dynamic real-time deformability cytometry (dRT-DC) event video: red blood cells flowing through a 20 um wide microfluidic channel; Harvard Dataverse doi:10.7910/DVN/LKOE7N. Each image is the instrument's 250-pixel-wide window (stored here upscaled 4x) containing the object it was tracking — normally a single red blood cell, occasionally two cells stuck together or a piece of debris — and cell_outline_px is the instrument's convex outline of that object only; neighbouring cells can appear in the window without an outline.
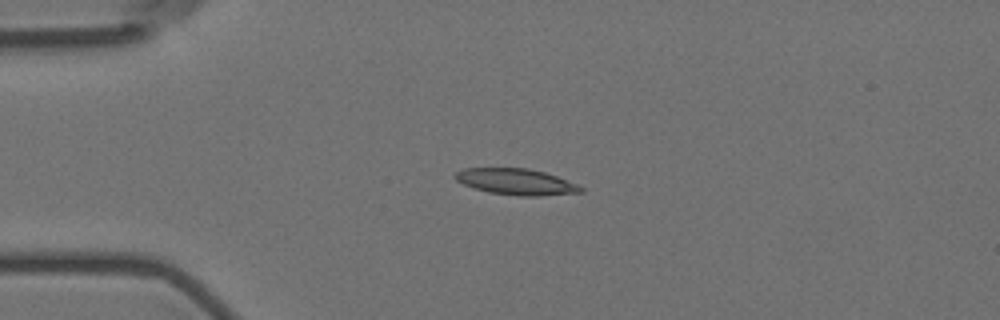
{"species": "Egyptian fruit bat (a non-hibernating species)", "species_latin": "Rousettus aegyptiacus", "temperature_condition": "room temperature", "stored_images_in_passage": 4, "camera_frame_rate_fps": 3000, "um_per_image_px": 0.085, "animal": {"sex": "female"}, "frame": {"image": 1, "passage_image": 3, "time_ms": 0.667, "image_size_px": [1000, 320], "cell_outline_px": [[584, 192], [540, 196], [520, 196], [488, 192], [472, 188], [456, 180], [452, 176], [456, 172], [464, 168], [528, 168], [544, 172], [556, 176], [576, 184], [584, 188]], "centroid_in_image_um": [43.85, 15.45], "position_along_channel_um": 41.2, "area_um2": 19.19}}